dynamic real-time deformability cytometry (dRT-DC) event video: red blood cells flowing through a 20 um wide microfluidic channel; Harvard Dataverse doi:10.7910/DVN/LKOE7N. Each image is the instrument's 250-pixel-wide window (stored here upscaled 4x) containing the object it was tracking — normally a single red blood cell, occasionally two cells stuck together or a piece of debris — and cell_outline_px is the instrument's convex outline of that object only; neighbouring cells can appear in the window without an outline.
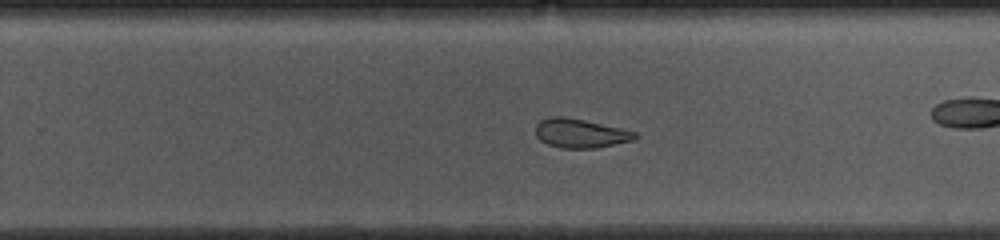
{"species": "common noctule bat (a hibernating species)", "species_latin": "Nyctalus noctula", "temperature_condition": "cold", "stored_images_in_passage": 38, "segment_of_instrument_passage": [1, 2], "camera_frame_rate_fps": 3000, "um_per_image_px": 0.085, "animal": {"sex": "female", "body_mass_g": 10.0, "forearm_length_mm": 53.1}, "frame": {"image": 1, "passage_image": 17, "time_ms": 5.333, "image_size_px": [1000, 240], "cell_outline_px": [[640, 136], [632, 140], [596, 148], [560, 148], [548, 144], [540, 140], [536, 136], [536, 124], [540, 120], [552, 116], [564, 116], [584, 120], [620, 128], [636, 132]], "centroid_in_image_um": [49.31, 11.33], "position_along_channel_um": 280.5, "area_um2": 16.76}}